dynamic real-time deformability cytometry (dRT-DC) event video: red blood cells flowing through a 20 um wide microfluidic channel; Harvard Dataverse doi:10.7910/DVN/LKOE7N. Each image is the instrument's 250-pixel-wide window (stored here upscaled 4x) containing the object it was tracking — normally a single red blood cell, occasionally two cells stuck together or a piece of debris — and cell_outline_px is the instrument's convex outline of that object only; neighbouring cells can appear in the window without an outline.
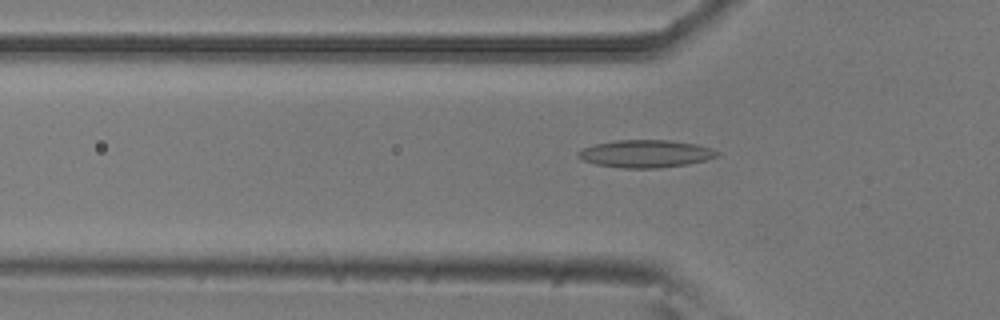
{"species": "common noctule bat (a hibernating species)", "species_latin": "Nyctalus noctula", "temperature_condition": "room temperature", "stored_images_in_passage": 53, "camera_frame_rate_fps": 3000, "um_per_image_px": 0.085, "animal": {"sex": "male", "body_mass_g": 20.5, "forearm_length_mm": 52.5}, "frame": {"image": 1, "passage_image": 17, "time_ms": 5.333, "image_size_px": [1000, 320], "cell_outline_px": [[720, 156], [688, 164], [660, 168], [624, 168], [596, 164], [584, 160], [576, 156], [576, 152], [584, 148], [596, 144], [616, 140], [668, 140], [696, 144], [712, 148], [720, 152]], "centroid_in_image_um": [54.91, 13.06], "position_along_channel_um": 70.9, "area_um2": 22.31}}
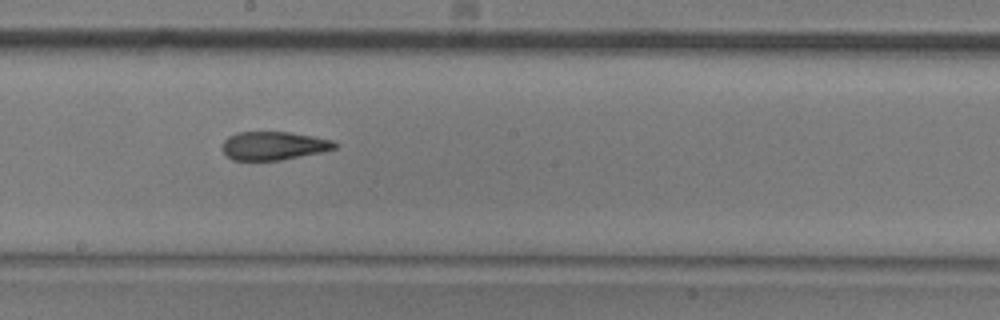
{"frame": {"image": 2, "passage_image": 29, "time_ms": 9.333, "image_size_px": [1000, 320], "cell_outline_px": [[340, 144], [336, 148], [324, 152], [280, 160], [232, 160], [220, 148], [224, 140], [228, 136], [236, 132], [288, 132], [312, 136], [332, 140]], "centroid_in_image_um": [23.26, 12.39], "position_along_channel_um": 224.9, "area_um2": 18.79}}
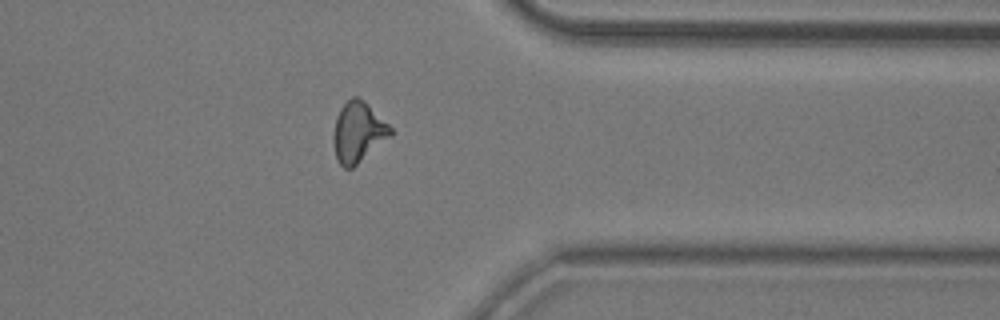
{"frame": {"image": 3, "passage_image": 42, "time_ms": 13.667, "image_size_px": [1000, 320], "cell_outline_px": [[392, 136], [352, 168], [344, 168], [340, 164], [336, 156], [332, 140], [332, 136], [336, 116], [340, 108], [352, 96], [356, 96], [364, 100], [392, 128]], "centroid_in_image_um": [30.43, 11.23], "position_along_channel_um": 381.0, "area_um2": 20.11}, "authors_computed_cell_mechanics": {"area_um2": 19.5942, "velocity_mm_per_s": 3.8209, "shape_relaxation_time_tau1_ms": 7.2262, "shape_relaxation_time_tau2_ms": 2.6017, "deformation_change_tau1": 0.1824, "deformation_change_tau2": 0.1156}}